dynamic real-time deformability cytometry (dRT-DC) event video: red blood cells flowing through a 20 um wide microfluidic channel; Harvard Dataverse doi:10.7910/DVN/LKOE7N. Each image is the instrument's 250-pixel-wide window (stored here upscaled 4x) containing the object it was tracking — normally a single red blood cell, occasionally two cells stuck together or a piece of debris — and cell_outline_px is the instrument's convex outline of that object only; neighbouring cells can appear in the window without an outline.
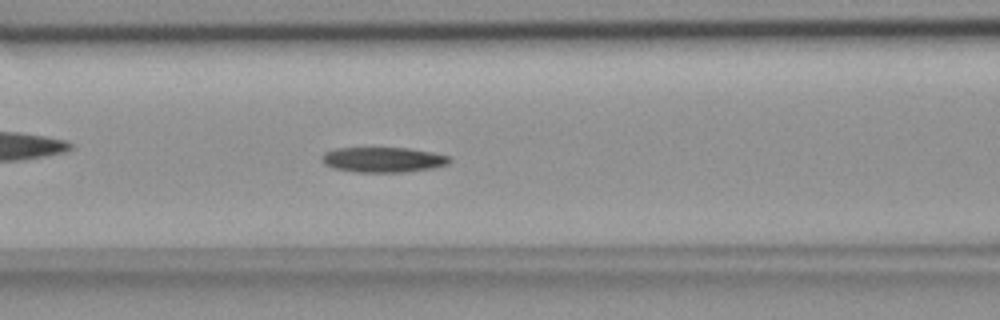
{"species": "common noctule bat (a hibernating species)", "species_latin": "Nyctalus noctula", "temperature_condition": "room temperature", "stored_images_in_passage": 52, "camera_frame_rate_fps": 3000, "um_per_image_px": 0.085, "animal": {"sex": "female", "body_mass_g": 18.4}, "frame": {"image": 1, "passage_image": 21, "time_ms": 6.667, "image_size_px": [1000, 320], "cell_outline_px": [[452, 160], [448, 164], [432, 168], [404, 172], [356, 172], [336, 168], [324, 164], [320, 160], [320, 156], [324, 152], [336, 148], [408, 148], [432, 152], [452, 156]], "centroid_in_image_um": [32.57, 13.57], "position_along_channel_um": 134.0, "area_um2": 18.84}}
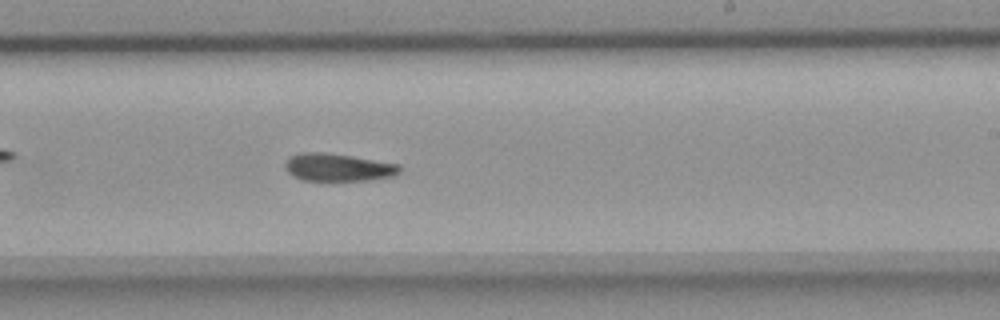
{"frame": {"image": 2, "passage_image": 31, "time_ms": 10.0, "image_size_px": [1000, 320], "cell_outline_px": [[404, 168], [396, 176], [372, 180], [304, 180], [292, 176], [284, 168], [284, 164], [288, 156], [300, 152], [328, 152], [400, 164]], "centroid_in_image_um": [28.76, 14.21], "position_along_channel_um": 260.2, "area_um2": 18.9}}
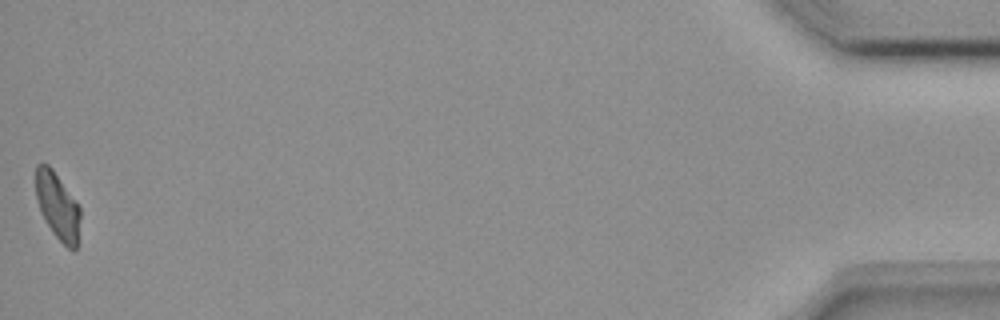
{"frame": {"image": 3, "passage_image": 52, "time_ms": 17.0, "image_size_px": [1000, 320], "cell_outline_px": [[80, 216], [76, 248], [72, 252], [52, 232], [44, 220], [40, 212], [36, 200], [36, 164], [48, 164], [52, 168], [80, 208]], "centroid_in_image_um": [4.87, 17.52], "position_along_channel_um": 430.3, "area_um2": 17.11}}